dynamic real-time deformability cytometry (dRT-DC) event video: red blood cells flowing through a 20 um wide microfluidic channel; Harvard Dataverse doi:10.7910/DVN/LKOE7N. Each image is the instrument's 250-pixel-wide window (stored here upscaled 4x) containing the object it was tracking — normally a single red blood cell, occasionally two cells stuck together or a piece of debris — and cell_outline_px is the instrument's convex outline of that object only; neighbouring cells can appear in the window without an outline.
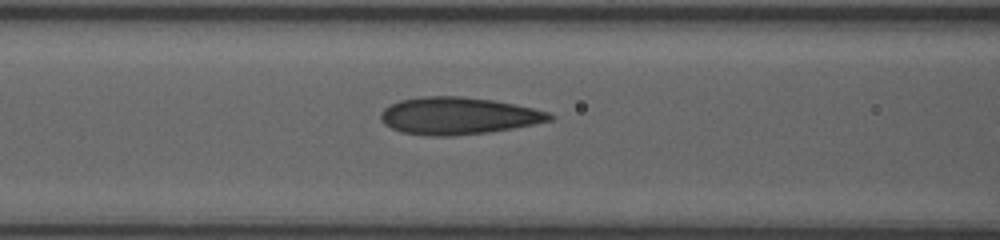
{"species": "human", "species_latin": "Homo sapiens", "temperature_condition": "room temperature", "stored_images_in_passage": 11, "camera_frame_rate_fps": 3000, "um_per_image_px": 0.085, "donor": {"sex": "female"}, "frame": {"image": 1, "passage_image": 8, "time_ms": 5.333, "image_size_px": [1000, 240], "cell_outline_px": [[556, 116], [552, 120], [512, 128], [488, 132], [452, 136], [428, 136], [400, 132], [384, 124], [380, 120], [380, 112], [388, 104], [400, 100], [420, 96], [460, 96], [492, 100], [532, 108], [548, 112]], "centroid_in_image_um": [38.88, 9.84], "position_along_channel_um": 127.7, "area_um2": 36.65}}
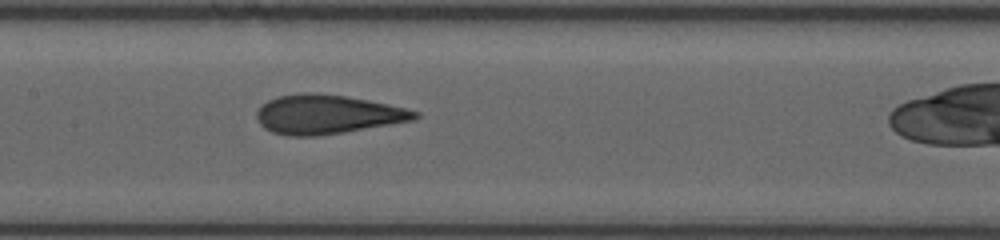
{"frame": {"image": 2, "passage_image": 10, "time_ms": 6.667, "image_size_px": [1000, 240], "cell_outline_px": [[420, 116], [416, 120], [316, 136], [288, 136], [272, 132], [264, 128], [256, 120], [256, 112], [268, 100], [280, 96], [300, 92], [316, 92], [344, 96], [368, 100], [388, 104], [420, 112]], "centroid_in_image_um": [27.8, 9.72], "position_along_channel_um": 179.6, "area_um2": 35.95}}